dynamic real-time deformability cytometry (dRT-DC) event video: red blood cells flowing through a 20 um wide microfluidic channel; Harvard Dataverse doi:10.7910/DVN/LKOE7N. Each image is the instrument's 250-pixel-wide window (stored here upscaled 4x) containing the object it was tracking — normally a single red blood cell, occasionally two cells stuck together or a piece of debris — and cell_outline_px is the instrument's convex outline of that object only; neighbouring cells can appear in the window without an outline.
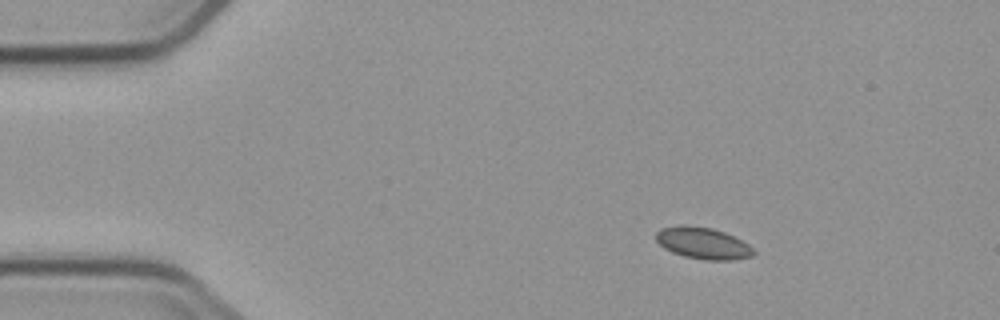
{"species": "common noctule bat (a hibernating species)", "species_latin": "Nyctalus noctula", "temperature_condition": "cold", "stored_images_in_passage": 6, "camera_frame_rate_fps": 3000, "um_per_image_px": 0.085, "animal": {"sex": "male", "body_mass_g": 23.1, "forearm_length_mm": 52.7}, "frame": {"image": 1, "passage_image": 2, "time_ms": 1.333, "image_size_px": [1000, 320], "cell_outline_px": [[756, 252], [752, 256], [732, 260], [704, 260], [684, 256], [672, 252], [664, 248], [656, 240], [656, 232], [660, 228], [680, 224], [684, 224], [712, 228], [724, 232], [748, 244]], "centroid_in_image_um": [59.72, 20.66], "position_along_channel_um": 25.3, "area_um2": 18.03}}
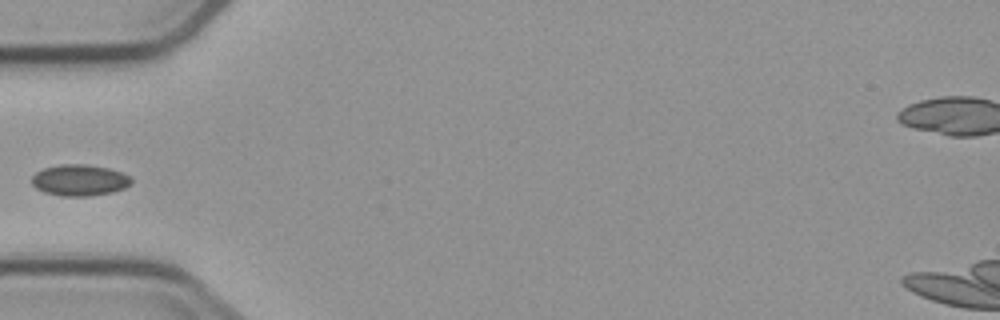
{"frame": {"image": 2, "passage_image": 5, "time_ms": 4.667, "image_size_px": [1000, 320], "cell_outline_px": [[132, 184], [124, 188], [112, 192], [92, 196], [60, 196], [44, 192], [36, 188], [32, 184], [32, 176], [36, 172], [44, 168], [60, 164], [84, 164], [108, 168], [132, 176]], "centroid_in_image_um": [6.77, 15.32], "position_along_channel_um": 78.2, "area_um2": 18.26}}
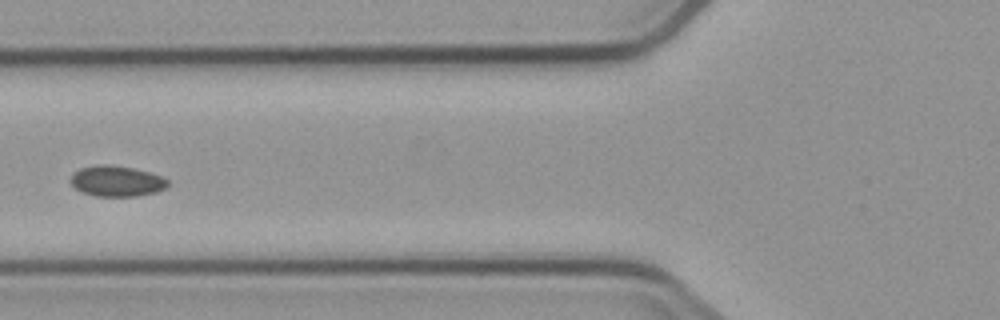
{"frame": {"image": 3, "passage_image": 6, "time_ms": 5.667, "image_size_px": [1000, 320], "cell_outline_px": [[168, 188], [156, 192], [136, 196], [96, 196], [80, 192], [68, 180], [72, 172], [80, 168], [100, 164], [108, 164], [132, 168], [148, 172], [160, 176], [168, 180]], "centroid_in_image_um": [9.87, 15.39], "position_along_channel_um": 115.9, "area_um2": 17.51}}